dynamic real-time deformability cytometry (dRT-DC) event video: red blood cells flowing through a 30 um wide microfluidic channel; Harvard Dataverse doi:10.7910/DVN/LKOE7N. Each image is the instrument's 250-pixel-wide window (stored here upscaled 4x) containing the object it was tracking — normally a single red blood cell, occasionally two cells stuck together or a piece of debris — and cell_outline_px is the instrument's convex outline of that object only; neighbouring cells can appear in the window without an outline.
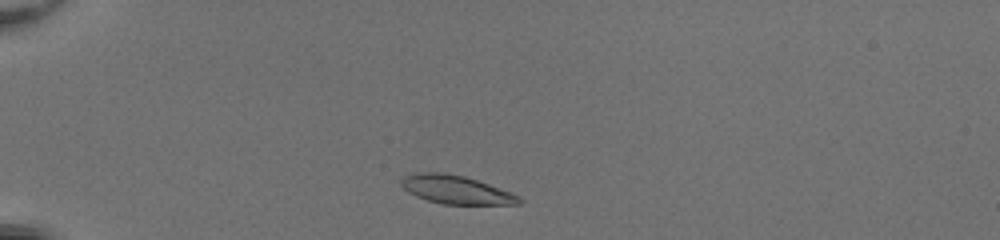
{"species": "common noctule bat (a hibernating species)", "species_latin": "Nyctalus noctula", "temperature_condition": "room temperature", "stored_images_in_passage": 39, "camera_frame_rate_fps": 3000, "um_per_image_px": 0.085, "animal": {"sex": "female", "body_mass_g": 20.0, "forearm_length_mm": 54.0}, "frame": {"image": 1, "passage_image": 3, "time_ms": 0.667, "image_size_px": [1000, 240], "cell_outline_px": [[524, 200], [520, 204], [440, 204], [416, 196], [408, 192], [400, 184], [400, 180], [404, 176], [412, 172], [444, 172], [464, 176], [512, 192], [520, 196]], "centroid_in_image_um": [38.75, 16.11], "position_along_channel_um": 46.3, "area_um2": 19.65}}
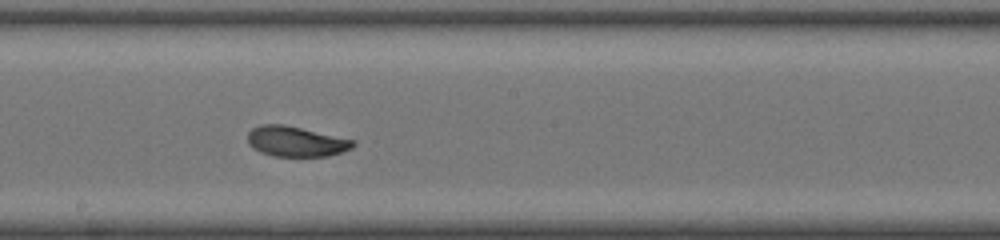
{"frame": {"image": 2, "passage_image": 19, "time_ms": 6.0, "image_size_px": [1000, 240], "cell_outline_px": [[356, 144], [352, 148], [328, 156], [272, 156], [260, 152], [252, 148], [248, 144], [248, 132], [252, 128], [260, 124], [284, 124], [356, 140]], "centroid_in_image_um": [25.14, 12.02], "position_along_channel_um": 223.1, "area_um2": 18.73}}
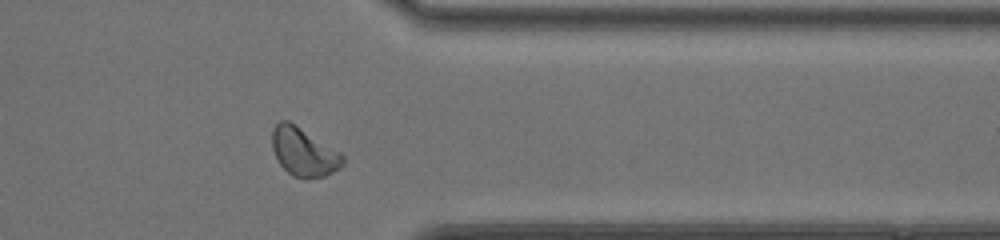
{"frame": {"image": 3, "passage_image": 31, "time_ms": 10.0, "image_size_px": [1000, 240], "cell_outline_px": [[344, 164], [340, 168], [324, 176], [304, 180], [292, 176], [280, 164], [272, 148], [272, 132], [276, 124], [280, 120], [288, 120], [340, 152], [344, 156]], "centroid_in_image_um": [25.82, 12.94], "position_along_channel_um": 385.6, "area_um2": 19.88}, "authors_computed_cell_mechanics": {"area_um2": 19.1318, "velocity_mm_per_s": 4.1524, "shape_relaxation_time_tau1_ms": 2.7051, "shape_relaxation_time_tau2_ms": 3.2631, "deformation_change_tau1": 0.1388, "deformation_change_tau2": 0.0842}}